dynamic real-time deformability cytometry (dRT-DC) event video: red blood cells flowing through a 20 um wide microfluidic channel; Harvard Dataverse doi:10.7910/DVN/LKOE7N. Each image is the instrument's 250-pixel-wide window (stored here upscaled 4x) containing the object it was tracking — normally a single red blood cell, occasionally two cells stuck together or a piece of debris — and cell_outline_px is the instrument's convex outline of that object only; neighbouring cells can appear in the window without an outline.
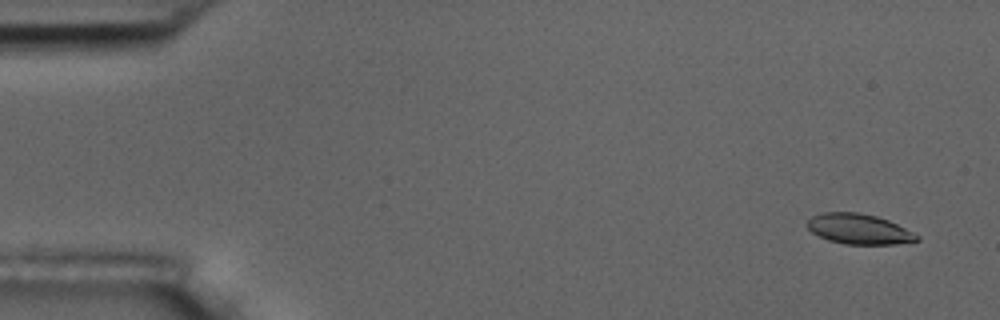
{"species": "common noctule bat (a hibernating species)", "species_latin": "Nyctalus noctula", "temperature_condition": "room temperature", "stored_images_in_passage": 4, "camera_frame_rate_fps": 3000, "um_per_image_px": 0.085, "animal": {"sex": "male", "body_mass_g": 17.5, "forearm_length_mm": 52.3}, "frame": {"image": 1, "passage_image": 1, "time_ms": 0.0, "image_size_px": [1000, 320], "cell_outline_px": [[920, 240], [896, 244], [844, 244], [828, 240], [812, 232], [808, 228], [808, 220], [812, 216], [824, 212], [860, 212], [876, 216], [888, 220], [920, 236]], "centroid_in_image_um": [73.01, 19.46], "position_along_channel_um": 12.0, "area_um2": 19.19}}